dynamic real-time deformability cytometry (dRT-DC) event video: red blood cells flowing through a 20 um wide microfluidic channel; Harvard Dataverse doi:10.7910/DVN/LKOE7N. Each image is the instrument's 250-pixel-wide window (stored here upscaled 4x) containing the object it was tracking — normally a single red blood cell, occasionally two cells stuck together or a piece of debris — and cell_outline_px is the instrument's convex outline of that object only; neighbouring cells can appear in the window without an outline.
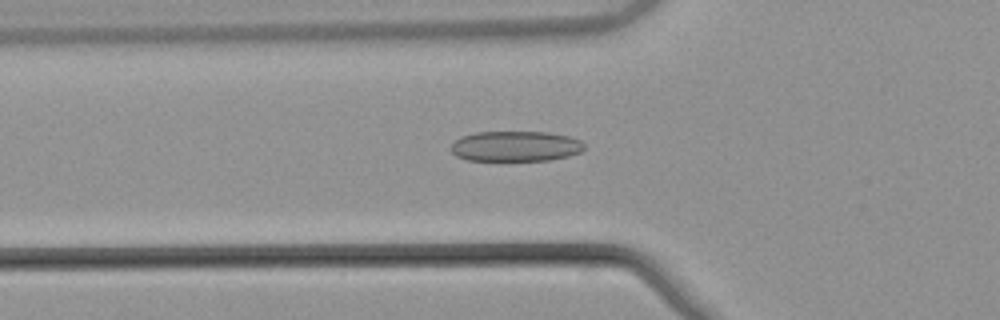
{"species": "common noctule bat (a hibernating species)", "species_latin": "Nyctalus noctula", "temperature_condition": "warm", "stored_images_in_passage": 54, "camera_frame_rate_fps": 3000, "um_per_image_px": 0.085, "animal": {"sex": "male", "body_mass_g": 21.5, "forearm_length_mm": 52.0}, "frame": {"image": 1, "passage_image": 19, "time_ms": 6.0, "image_size_px": [1000, 320], "cell_outline_px": [[584, 148], [580, 152], [568, 156], [548, 160], [468, 160], [456, 156], [452, 152], [452, 144], [460, 136], [476, 132], [548, 132], [568, 136], [580, 140], [584, 144]], "centroid_in_image_um": [43.82, 12.42], "position_along_channel_um": 82.0, "area_um2": 23.47}}
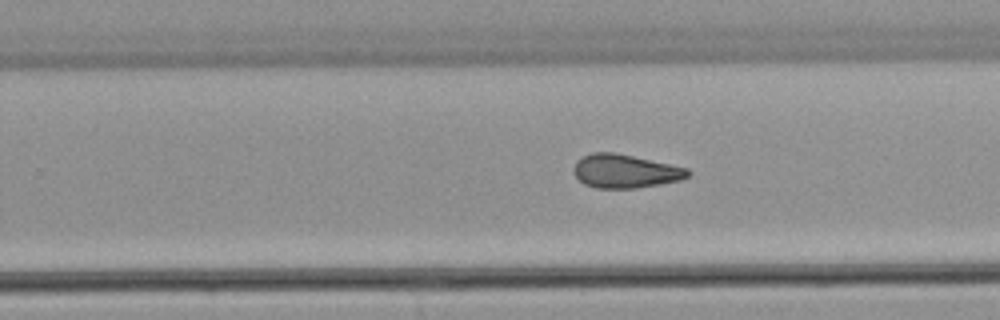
{"frame": {"image": 2, "passage_image": 34, "time_ms": 11.0, "image_size_px": [1000, 320], "cell_outline_px": [[692, 172], [688, 176], [680, 180], [660, 184], [636, 188], [596, 188], [584, 184], [572, 172], [572, 168], [576, 160], [592, 152], [616, 152], [688, 168]], "centroid_in_image_um": [53.12, 14.54], "position_along_channel_um": 276.7, "area_um2": 22.48}}
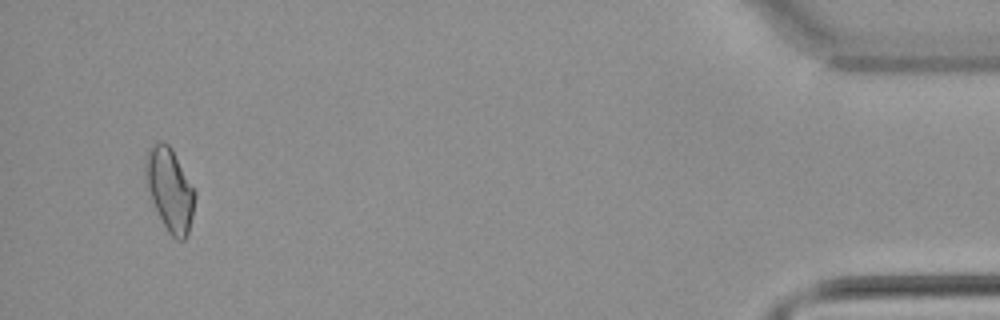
{"frame": {"image": 3, "passage_image": 51, "time_ms": 16.667, "image_size_px": [1000, 320], "cell_outline_px": [[196, 196], [188, 236], [184, 240], [176, 240], [168, 232], [144, 184], [144, 156], [148, 148], [152, 144], [168, 144], [196, 192]], "centroid_in_image_um": [14.4, 16.13], "position_along_channel_um": 420.8, "area_um2": 23.7}, "authors_computed_cell_mechanics": {"area_um2": 23.0044, "velocity_mm_per_s": 3.883, "shape_relaxation_time_tau1_ms": null, "shape_relaxation_time_tau2_ms": 3.3533, "deformation_change_tau1": null, "deformation_change_tau2": 0.11}}